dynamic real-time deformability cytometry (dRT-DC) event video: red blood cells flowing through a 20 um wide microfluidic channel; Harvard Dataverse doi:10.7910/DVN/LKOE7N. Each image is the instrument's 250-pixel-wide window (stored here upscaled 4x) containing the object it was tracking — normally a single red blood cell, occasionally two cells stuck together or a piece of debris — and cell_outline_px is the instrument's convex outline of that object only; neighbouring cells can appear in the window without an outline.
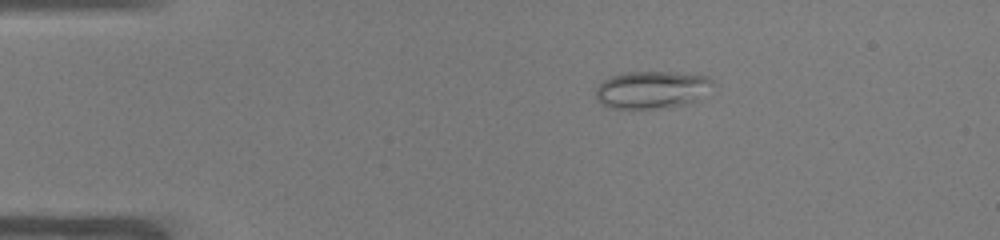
{"species": "common noctule bat (a hibernating species)", "species_latin": "Nyctalus noctula", "temperature_condition": "warm", "stored_images_in_passage": 43, "camera_frame_rate_fps": 3000, "um_per_image_px": 0.085, "animal": {"sex": "male", "body_mass_g": 19.0, "forearm_length_mm": 50.8}, "frame": {"image": 1, "passage_image": 1, "time_ms": 0.0, "image_size_px": [1000, 240], "cell_outline_px": [[716, 84], [700, 100], [684, 104], [652, 108], [616, 108], [600, 104], [596, 100], [596, 88], [604, 80], [612, 76], [624, 72], [676, 72], [708, 76]], "centroid_in_image_um": [55.45, 7.61], "position_along_channel_um": 29.5, "area_um2": 25.66}}
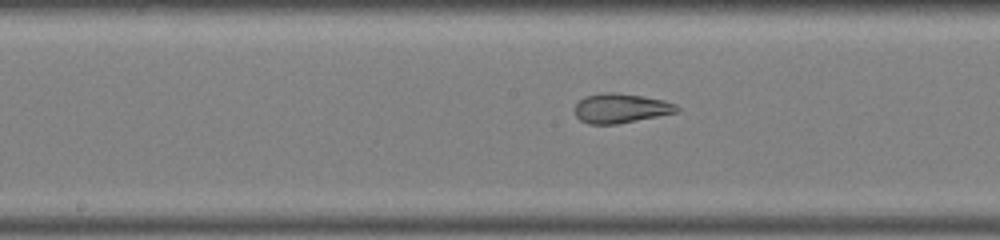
{"frame": {"image": 2, "passage_image": 18, "time_ms": 5.667, "image_size_px": [1000, 240], "cell_outline_px": [[680, 108], [676, 112], [616, 124], [588, 124], [580, 120], [576, 116], [576, 104], [584, 96], [600, 92], [616, 92], [644, 96], [664, 100], [676, 104]], "centroid_in_image_um": [52.74, 9.18], "position_along_channel_um": 195.5, "area_um2": 17.51}}
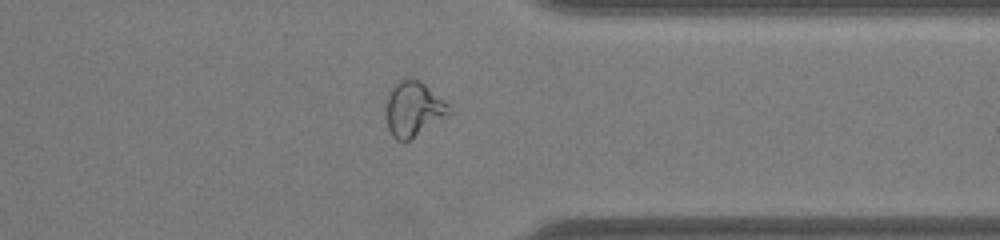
{"frame": {"image": 3, "passage_image": 32, "time_ms": 10.333, "image_size_px": [1000, 240], "cell_outline_px": [[452, 112], [408, 140], [396, 140], [392, 136], [388, 128], [384, 112], [384, 108], [388, 92], [400, 80], [420, 80], [448, 104], [452, 108]], "centroid_in_image_um": [35.1, 9.27], "position_along_channel_um": 376.3, "area_um2": 19.88}, "authors_computed_cell_mechanics": {"area_um2": 19.8832, "velocity_mm_per_s": 3.9534, "shape_relaxation_time_tau1_ms": null, "shape_relaxation_time_tau2_ms": 1.2115, "deformation_change_tau1": null, "deformation_change_tau2": 0.0795}}